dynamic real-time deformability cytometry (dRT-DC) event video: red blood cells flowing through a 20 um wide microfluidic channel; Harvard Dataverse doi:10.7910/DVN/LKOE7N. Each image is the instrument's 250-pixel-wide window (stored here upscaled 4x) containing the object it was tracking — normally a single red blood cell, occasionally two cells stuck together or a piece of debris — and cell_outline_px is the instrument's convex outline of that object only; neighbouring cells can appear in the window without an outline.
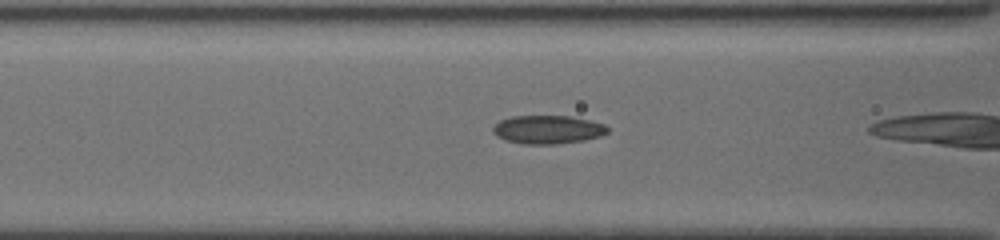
{"species": "common noctule bat (a hibernating species)", "species_latin": "Nyctalus noctula", "temperature_condition": "cold", "stored_images_in_passage": 11, "camera_frame_rate_fps": 3000, "um_per_image_px": 0.085, "animal": {"sex": "female", "body_mass_g": 19.5, "forearm_length_mm": 54.1}, "frame": {"image": 1, "passage_image": 4, "time_ms": 1.0, "image_size_px": [1000, 240], "cell_outline_px": [[608, 132], [600, 136], [584, 140], [556, 144], [524, 144], [504, 140], [496, 136], [492, 132], [492, 128], [500, 120], [512, 116], [568, 116], [588, 120], [604, 124], [608, 128]], "centroid_in_image_um": [46.52, 11.02], "position_along_channel_um": 120.1, "area_um2": 18.96}}
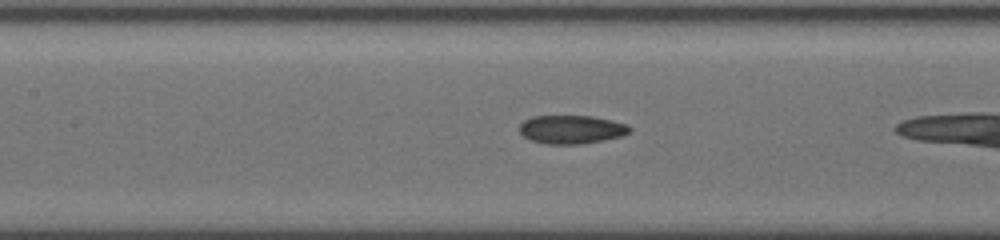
{"frame": {"image": 2, "passage_image": 8, "time_ms": 2.0, "image_size_px": [1000, 240], "cell_outline_px": [[632, 132], [620, 136], [604, 140], [580, 144], [548, 144], [528, 140], [520, 132], [520, 124], [524, 120], [532, 116], [592, 116], [628, 124], [632, 128]], "centroid_in_image_um": [48.58, 11.0], "position_along_channel_um": 158.8, "area_um2": 18.38}}